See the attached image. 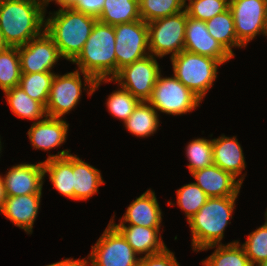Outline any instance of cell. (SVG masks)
Segmentation results:
<instances>
[{"label":"cell","mask_w":267,"mask_h":266,"mask_svg":"<svg viewBox=\"0 0 267 266\" xmlns=\"http://www.w3.org/2000/svg\"><path fill=\"white\" fill-rule=\"evenodd\" d=\"M46 4L41 0H0V31L9 47L25 45L45 31Z\"/></svg>","instance_id":"1"},{"label":"cell","mask_w":267,"mask_h":266,"mask_svg":"<svg viewBox=\"0 0 267 266\" xmlns=\"http://www.w3.org/2000/svg\"><path fill=\"white\" fill-rule=\"evenodd\" d=\"M45 19V31L54 40L61 58L73 62L81 53L98 19L94 16L60 8Z\"/></svg>","instance_id":"2"},{"label":"cell","mask_w":267,"mask_h":266,"mask_svg":"<svg viewBox=\"0 0 267 266\" xmlns=\"http://www.w3.org/2000/svg\"><path fill=\"white\" fill-rule=\"evenodd\" d=\"M238 196L209 197L199 211L187 222L191 229L193 251L199 252L212 245H221L224 230L235 209Z\"/></svg>","instance_id":"3"},{"label":"cell","mask_w":267,"mask_h":266,"mask_svg":"<svg viewBox=\"0 0 267 266\" xmlns=\"http://www.w3.org/2000/svg\"><path fill=\"white\" fill-rule=\"evenodd\" d=\"M73 64L95 80L112 79L116 75L114 26L97 21Z\"/></svg>","instance_id":"4"},{"label":"cell","mask_w":267,"mask_h":266,"mask_svg":"<svg viewBox=\"0 0 267 266\" xmlns=\"http://www.w3.org/2000/svg\"><path fill=\"white\" fill-rule=\"evenodd\" d=\"M80 72V70L75 69V71L64 75H54L46 104L47 116L62 118L75 108L82 95V79L80 74L84 78L83 89L88 91L87 94L89 96L98 89L101 83L113 82L112 79L95 80L91 75Z\"/></svg>","instance_id":"5"},{"label":"cell","mask_w":267,"mask_h":266,"mask_svg":"<svg viewBox=\"0 0 267 266\" xmlns=\"http://www.w3.org/2000/svg\"><path fill=\"white\" fill-rule=\"evenodd\" d=\"M174 76L201 100L217 78L218 60L186 50L170 57Z\"/></svg>","instance_id":"6"},{"label":"cell","mask_w":267,"mask_h":266,"mask_svg":"<svg viewBox=\"0 0 267 266\" xmlns=\"http://www.w3.org/2000/svg\"><path fill=\"white\" fill-rule=\"evenodd\" d=\"M187 11L148 22L149 53L155 57L179 54L184 50Z\"/></svg>","instance_id":"7"},{"label":"cell","mask_w":267,"mask_h":266,"mask_svg":"<svg viewBox=\"0 0 267 266\" xmlns=\"http://www.w3.org/2000/svg\"><path fill=\"white\" fill-rule=\"evenodd\" d=\"M159 74L148 102L158 112L182 115L196 109L202 100L185 87L174 75L161 77Z\"/></svg>","instance_id":"8"},{"label":"cell","mask_w":267,"mask_h":266,"mask_svg":"<svg viewBox=\"0 0 267 266\" xmlns=\"http://www.w3.org/2000/svg\"><path fill=\"white\" fill-rule=\"evenodd\" d=\"M91 248V266H139L138 254L110 222Z\"/></svg>","instance_id":"9"},{"label":"cell","mask_w":267,"mask_h":266,"mask_svg":"<svg viewBox=\"0 0 267 266\" xmlns=\"http://www.w3.org/2000/svg\"><path fill=\"white\" fill-rule=\"evenodd\" d=\"M116 74L123 67L148 56V26L142 19L114 25Z\"/></svg>","instance_id":"10"},{"label":"cell","mask_w":267,"mask_h":266,"mask_svg":"<svg viewBox=\"0 0 267 266\" xmlns=\"http://www.w3.org/2000/svg\"><path fill=\"white\" fill-rule=\"evenodd\" d=\"M156 57L148 56L120 69L112 78L139 101H148L161 73Z\"/></svg>","instance_id":"11"},{"label":"cell","mask_w":267,"mask_h":266,"mask_svg":"<svg viewBox=\"0 0 267 266\" xmlns=\"http://www.w3.org/2000/svg\"><path fill=\"white\" fill-rule=\"evenodd\" d=\"M237 40L246 47L257 35L267 36V0H230Z\"/></svg>","instance_id":"12"},{"label":"cell","mask_w":267,"mask_h":266,"mask_svg":"<svg viewBox=\"0 0 267 266\" xmlns=\"http://www.w3.org/2000/svg\"><path fill=\"white\" fill-rule=\"evenodd\" d=\"M21 73L51 72L61 59L54 40L44 31L40 36L31 39L18 47Z\"/></svg>","instance_id":"13"},{"label":"cell","mask_w":267,"mask_h":266,"mask_svg":"<svg viewBox=\"0 0 267 266\" xmlns=\"http://www.w3.org/2000/svg\"><path fill=\"white\" fill-rule=\"evenodd\" d=\"M184 50L218 60L221 64L232 59L224 46L208 32L206 22L187 17Z\"/></svg>","instance_id":"14"},{"label":"cell","mask_w":267,"mask_h":266,"mask_svg":"<svg viewBox=\"0 0 267 266\" xmlns=\"http://www.w3.org/2000/svg\"><path fill=\"white\" fill-rule=\"evenodd\" d=\"M43 163L17 164L3 178L6 196H21L27 194H42L44 183Z\"/></svg>","instance_id":"15"},{"label":"cell","mask_w":267,"mask_h":266,"mask_svg":"<svg viewBox=\"0 0 267 266\" xmlns=\"http://www.w3.org/2000/svg\"><path fill=\"white\" fill-rule=\"evenodd\" d=\"M191 175L208 197L238 196L245 177V175H241L236 180L231 173L215 164L193 171Z\"/></svg>","instance_id":"16"},{"label":"cell","mask_w":267,"mask_h":266,"mask_svg":"<svg viewBox=\"0 0 267 266\" xmlns=\"http://www.w3.org/2000/svg\"><path fill=\"white\" fill-rule=\"evenodd\" d=\"M41 197L42 194L6 196L0 212L15 226L31 234L39 212Z\"/></svg>","instance_id":"17"},{"label":"cell","mask_w":267,"mask_h":266,"mask_svg":"<svg viewBox=\"0 0 267 266\" xmlns=\"http://www.w3.org/2000/svg\"><path fill=\"white\" fill-rule=\"evenodd\" d=\"M113 218H111L110 223L122 234L138 256L140 254H145V256L158 254L167 248L161 235H159L160 227L126 226V224L114 223Z\"/></svg>","instance_id":"18"},{"label":"cell","mask_w":267,"mask_h":266,"mask_svg":"<svg viewBox=\"0 0 267 266\" xmlns=\"http://www.w3.org/2000/svg\"><path fill=\"white\" fill-rule=\"evenodd\" d=\"M69 124L62 118L46 116L33 122L28 130V138L34 149L48 151L61 146L66 141Z\"/></svg>","instance_id":"19"},{"label":"cell","mask_w":267,"mask_h":266,"mask_svg":"<svg viewBox=\"0 0 267 266\" xmlns=\"http://www.w3.org/2000/svg\"><path fill=\"white\" fill-rule=\"evenodd\" d=\"M70 150H62L56 155H48L43 161L44 175L48 173L49 179L58 193L74 200L73 189V155Z\"/></svg>","instance_id":"20"},{"label":"cell","mask_w":267,"mask_h":266,"mask_svg":"<svg viewBox=\"0 0 267 266\" xmlns=\"http://www.w3.org/2000/svg\"><path fill=\"white\" fill-rule=\"evenodd\" d=\"M162 212L155 192L148 189L127 207L119 224L161 227Z\"/></svg>","instance_id":"21"},{"label":"cell","mask_w":267,"mask_h":266,"mask_svg":"<svg viewBox=\"0 0 267 266\" xmlns=\"http://www.w3.org/2000/svg\"><path fill=\"white\" fill-rule=\"evenodd\" d=\"M212 151L214 164L231 173L235 178L246 168L244 153L236 136L222 135L212 139Z\"/></svg>","instance_id":"22"},{"label":"cell","mask_w":267,"mask_h":266,"mask_svg":"<svg viewBox=\"0 0 267 266\" xmlns=\"http://www.w3.org/2000/svg\"><path fill=\"white\" fill-rule=\"evenodd\" d=\"M105 182L98 169L73 155V189L74 200L85 201L98 193Z\"/></svg>","instance_id":"23"},{"label":"cell","mask_w":267,"mask_h":266,"mask_svg":"<svg viewBox=\"0 0 267 266\" xmlns=\"http://www.w3.org/2000/svg\"><path fill=\"white\" fill-rule=\"evenodd\" d=\"M158 115L148 101H140L124 125L131 134L137 137H150L160 125Z\"/></svg>","instance_id":"24"},{"label":"cell","mask_w":267,"mask_h":266,"mask_svg":"<svg viewBox=\"0 0 267 266\" xmlns=\"http://www.w3.org/2000/svg\"><path fill=\"white\" fill-rule=\"evenodd\" d=\"M7 103L14 115L29 120H42L47 116L46 107L32 99L20 86L4 91Z\"/></svg>","instance_id":"25"},{"label":"cell","mask_w":267,"mask_h":266,"mask_svg":"<svg viewBox=\"0 0 267 266\" xmlns=\"http://www.w3.org/2000/svg\"><path fill=\"white\" fill-rule=\"evenodd\" d=\"M108 25L130 23L140 20L138 0H105L102 12L97 18Z\"/></svg>","instance_id":"26"},{"label":"cell","mask_w":267,"mask_h":266,"mask_svg":"<svg viewBox=\"0 0 267 266\" xmlns=\"http://www.w3.org/2000/svg\"><path fill=\"white\" fill-rule=\"evenodd\" d=\"M214 247H217L214 252L204 261L202 260L204 266H252L244 248L242 246L240 247L237 240L227 245L208 246L201 251H207Z\"/></svg>","instance_id":"27"},{"label":"cell","mask_w":267,"mask_h":266,"mask_svg":"<svg viewBox=\"0 0 267 266\" xmlns=\"http://www.w3.org/2000/svg\"><path fill=\"white\" fill-rule=\"evenodd\" d=\"M209 34L234 56L232 48L244 46L237 40L234 19L230 9L206 21Z\"/></svg>","instance_id":"28"},{"label":"cell","mask_w":267,"mask_h":266,"mask_svg":"<svg viewBox=\"0 0 267 266\" xmlns=\"http://www.w3.org/2000/svg\"><path fill=\"white\" fill-rule=\"evenodd\" d=\"M21 77L18 47H6L0 53V88L6 91L19 86Z\"/></svg>","instance_id":"29"},{"label":"cell","mask_w":267,"mask_h":266,"mask_svg":"<svg viewBox=\"0 0 267 266\" xmlns=\"http://www.w3.org/2000/svg\"><path fill=\"white\" fill-rule=\"evenodd\" d=\"M54 75V72L21 73L19 86L46 107Z\"/></svg>","instance_id":"30"},{"label":"cell","mask_w":267,"mask_h":266,"mask_svg":"<svg viewBox=\"0 0 267 266\" xmlns=\"http://www.w3.org/2000/svg\"><path fill=\"white\" fill-rule=\"evenodd\" d=\"M141 19L148 23L185 10V0H138Z\"/></svg>","instance_id":"31"},{"label":"cell","mask_w":267,"mask_h":266,"mask_svg":"<svg viewBox=\"0 0 267 266\" xmlns=\"http://www.w3.org/2000/svg\"><path fill=\"white\" fill-rule=\"evenodd\" d=\"M185 149L189 162L187 167L190 173L214 164L212 140L205 138L193 139Z\"/></svg>","instance_id":"32"},{"label":"cell","mask_w":267,"mask_h":266,"mask_svg":"<svg viewBox=\"0 0 267 266\" xmlns=\"http://www.w3.org/2000/svg\"><path fill=\"white\" fill-rule=\"evenodd\" d=\"M176 193L177 205L184 211L187 221L191 219L209 199L195 182L182 186Z\"/></svg>","instance_id":"33"},{"label":"cell","mask_w":267,"mask_h":266,"mask_svg":"<svg viewBox=\"0 0 267 266\" xmlns=\"http://www.w3.org/2000/svg\"><path fill=\"white\" fill-rule=\"evenodd\" d=\"M118 89L108 96L106 106L111 115L124 123L140 101L126 89Z\"/></svg>","instance_id":"34"},{"label":"cell","mask_w":267,"mask_h":266,"mask_svg":"<svg viewBox=\"0 0 267 266\" xmlns=\"http://www.w3.org/2000/svg\"><path fill=\"white\" fill-rule=\"evenodd\" d=\"M264 225L251 232L246 242L240 245L249 258L252 266L267 260V218Z\"/></svg>","instance_id":"35"},{"label":"cell","mask_w":267,"mask_h":266,"mask_svg":"<svg viewBox=\"0 0 267 266\" xmlns=\"http://www.w3.org/2000/svg\"><path fill=\"white\" fill-rule=\"evenodd\" d=\"M187 1V0H185ZM185 10L189 17L207 21L229 9L230 0H188Z\"/></svg>","instance_id":"36"},{"label":"cell","mask_w":267,"mask_h":266,"mask_svg":"<svg viewBox=\"0 0 267 266\" xmlns=\"http://www.w3.org/2000/svg\"><path fill=\"white\" fill-rule=\"evenodd\" d=\"M139 266H180L174 253L166 248L163 252L140 257Z\"/></svg>","instance_id":"37"},{"label":"cell","mask_w":267,"mask_h":266,"mask_svg":"<svg viewBox=\"0 0 267 266\" xmlns=\"http://www.w3.org/2000/svg\"><path fill=\"white\" fill-rule=\"evenodd\" d=\"M104 2L105 0H77L71 8L98 18L102 12Z\"/></svg>","instance_id":"38"},{"label":"cell","mask_w":267,"mask_h":266,"mask_svg":"<svg viewBox=\"0 0 267 266\" xmlns=\"http://www.w3.org/2000/svg\"><path fill=\"white\" fill-rule=\"evenodd\" d=\"M89 262L87 259H76L69 258L62 266H88Z\"/></svg>","instance_id":"39"},{"label":"cell","mask_w":267,"mask_h":266,"mask_svg":"<svg viewBox=\"0 0 267 266\" xmlns=\"http://www.w3.org/2000/svg\"><path fill=\"white\" fill-rule=\"evenodd\" d=\"M55 1L61 8H71L77 0H50L49 2Z\"/></svg>","instance_id":"40"},{"label":"cell","mask_w":267,"mask_h":266,"mask_svg":"<svg viewBox=\"0 0 267 266\" xmlns=\"http://www.w3.org/2000/svg\"><path fill=\"white\" fill-rule=\"evenodd\" d=\"M5 198H6V195H5V190H4V182H3L2 175H0V210L2 208Z\"/></svg>","instance_id":"41"},{"label":"cell","mask_w":267,"mask_h":266,"mask_svg":"<svg viewBox=\"0 0 267 266\" xmlns=\"http://www.w3.org/2000/svg\"><path fill=\"white\" fill-rule=\"evenodd\" d=\"M8 47L3 39L2 33L0 31V53L6 48Z\"/></svg>","instance_id":"42"},{"label":"cell","mask_w":267,"mask_h":266,"mask_svg":"<svg viewBox=\"0 0 267 266\" xmlns=\"http://www.w3.org/2000/svg\"><path fill=\"white\" fill-rule=\"evenodd\" d=\"M69 258H66L64 260H61L59 262H56V263H52V264H49V265H46V266H62Z\"/></svg>","instance_id":"43"},{"label":"cell","mask_w":267,"mask_h":266,"mask_svg":"<svg viewBox=\"0 0 267 266\" xmlns=\"http://www.w3.org/2000/svg\"><path fill=\"white\" fill-rule=\"evenodd\" d=\"M256 266H267V260L261 262L260 264H258Z\"/></svg>","instance_id":"44"},{"label":"cell","mask_w":267,"mask_h":266,"mask_svg":"<svg viewBox=\"0 0 267 266\" xmlns=\"http://www.w3.org/2000/svg\"><path fill=\"white\" fill-rule=\"evenodd\" d=\"M41 1H43L46 4V6H48L50 0H41Z\"/></svg>","instance_id":"45"},{"label":"cell","mask_w":267,"mask_h":266,"mask_svg":"<svg viewBox=\"0 0 267 266\" xmlns=\"http://www.w3.org/2000/svg\"><path fill=\"white\" fill-rule=\"evenodd\" d=\"M1 148H2V146H1V139H0V153H1V150H2Z\"/></svg>","instance_id":"46"}]
</instances>
